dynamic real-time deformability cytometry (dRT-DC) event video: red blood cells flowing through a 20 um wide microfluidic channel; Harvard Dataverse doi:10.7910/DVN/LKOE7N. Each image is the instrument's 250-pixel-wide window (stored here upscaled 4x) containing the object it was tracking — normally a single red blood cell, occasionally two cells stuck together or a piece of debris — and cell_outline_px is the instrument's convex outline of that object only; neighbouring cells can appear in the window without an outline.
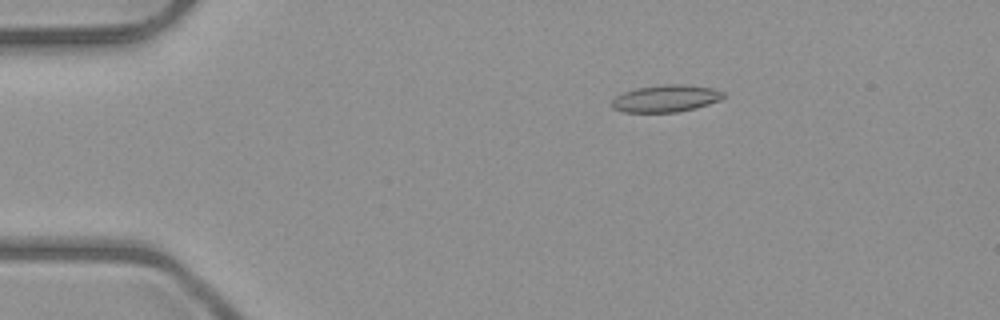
{"species": "common noctule bat (a hibernating species)", "species_latin": "Nyctalus noctula", "temperature_condition": "room temperature", "stored_images_in_passage": 7, "camera_frame_rate_fps": 3000, "um_per_image_px": 0.085, "animal": {"sex": "male", "body_mass_g": 23.1, "forearm_length_mm": 52.7}, "frame": {"image": 1, "passage_image": 3, "time_ms": 2.333, "image_size_px": [1000, 320], "cell_outline_px": [[724, 96], [720, 100], [696, 108], [676, 112], [624, 112], [612, 108], [612, 100], [616, 96], [624, 92], [636, 88], [664, 84], [680, 84], [712, 88], [724, 92]], "centroid_in_image_um": [56.59, 8.37], "position_along_channel_um": 28.4, "area_um2": 17.51}}
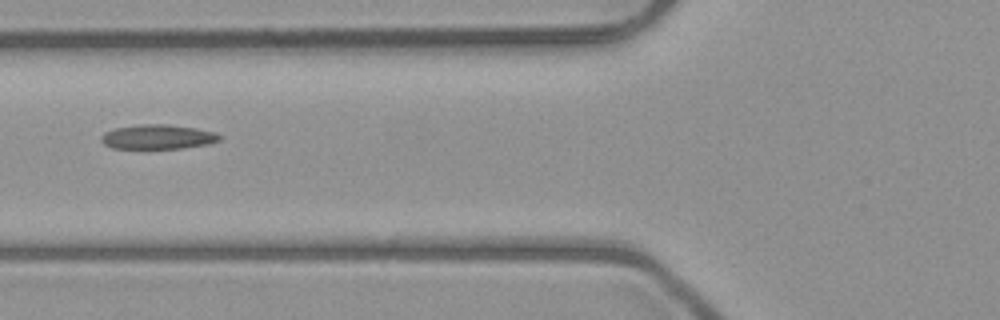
{"frame": {"image": 2, "passage_image": 6, "time_ms": 6.0, "image_size_px": [1000, 320], "cell_outline_px": [[220, 140], [208, 144], [180, 148], [112, 148], [104, 144], [100, 140], [100, 136], [104, 132], [116, 128], [140, 124], [168, 124], [196, 128], [216, 132], [220, 136]], "centroid_in_image_um": [13.4, 11.62], "position_along_channel_um": 112.4, "area_um2": 16.88}}
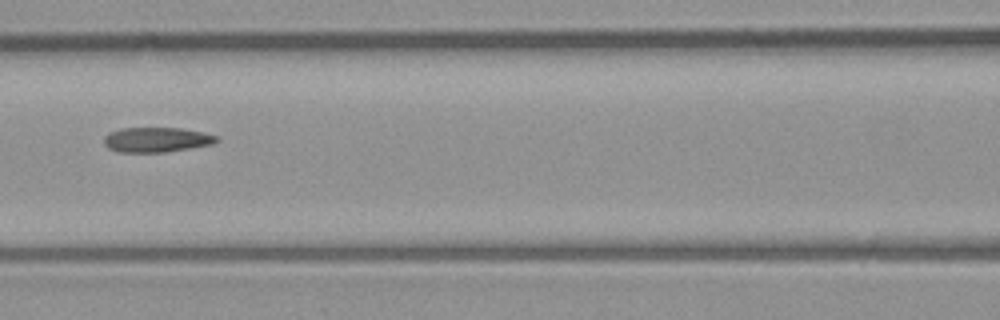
{"frame": {"image": 3, "passage_image": 7, "time_ms": 7.0, "image_size_px": [1000, 320], "cell_outline_px": [[216, 140], [212, 144], [164, 152], [116, 152], [108, 148], [104, 144], [104, 136], [108, 132], [120, 128], [180, 128], [200, 132], [216, 136]], "centroid_in_image_um": [13.2, 11.87], "position_along_channel_um": 153.4, "area_um2": 16.13}}